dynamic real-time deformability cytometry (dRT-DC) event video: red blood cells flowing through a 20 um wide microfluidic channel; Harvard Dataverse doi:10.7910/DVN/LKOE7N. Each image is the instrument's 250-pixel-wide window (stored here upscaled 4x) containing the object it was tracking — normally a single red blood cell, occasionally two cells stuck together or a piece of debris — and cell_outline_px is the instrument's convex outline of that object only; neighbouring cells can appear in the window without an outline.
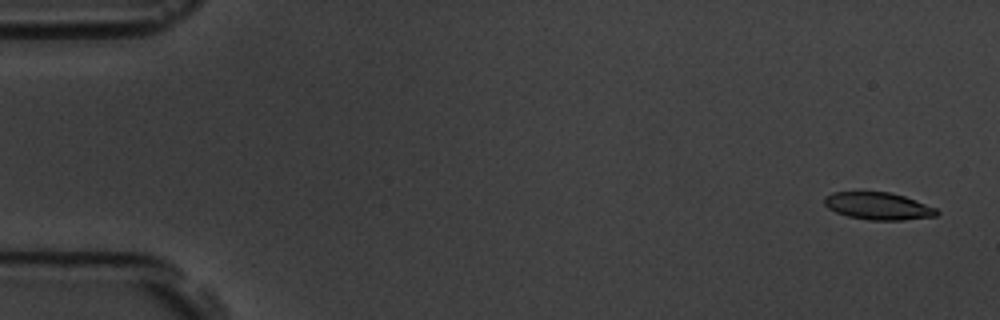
{"species": "common noctule bat (a hibernating species)", "species_latin": "Nyctalus noctula", "temperature_condition": "room temperature", "stored_images_in_passage": 5, "camera_frame_rate_fps": 3000, "um_per_image_px": 0.085, "animal": {"sex": "male", "body_mass_g": 19.5, "forearm_length_mm": 54.6}, "frame": {"image": 1, "passage_image": 1, "time_ms": 0.0, "image_size_px": [1000, 320], "cell_outline_px": [[940, 212], [936, 216], [904, 220], [868, 220], [848, 216], [836, 212], [828, 208], [824, 204], [824, 196], [832, 192], [888, 192], [904, 196], [936, 208]], "centroid_in_image_um": [74.63, 17.52], "position_along_channel_um": 10.4, "area_um2": 17.86}}
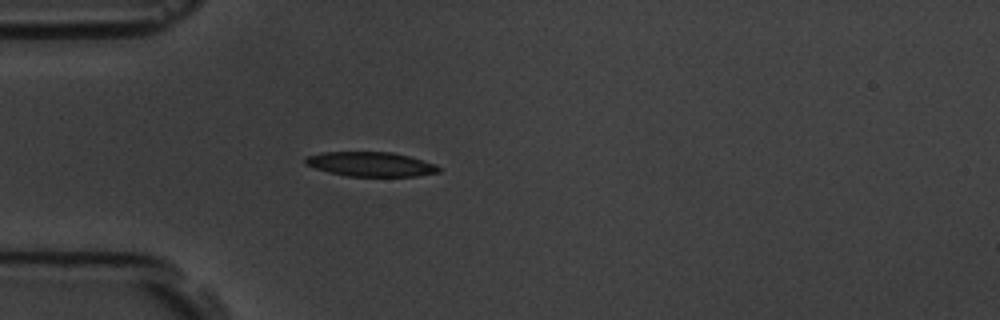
{"frame": {"image": 2, "passage_image": 5, "time_ms": 4.667, "image_size_px": [1000, 320], "cell_outline_px": [[440, 172], [416, 176], [348, 176], [328, 172], [304, 164], [304, 160], [308, 156], [324, 152], [392, 152], [408, 156], [436, 164], [440, 168]], "centroid_in_image_um": [31.52, 13.96], "position_along_channel_um": 53.5, "area_um2": 18.9}}